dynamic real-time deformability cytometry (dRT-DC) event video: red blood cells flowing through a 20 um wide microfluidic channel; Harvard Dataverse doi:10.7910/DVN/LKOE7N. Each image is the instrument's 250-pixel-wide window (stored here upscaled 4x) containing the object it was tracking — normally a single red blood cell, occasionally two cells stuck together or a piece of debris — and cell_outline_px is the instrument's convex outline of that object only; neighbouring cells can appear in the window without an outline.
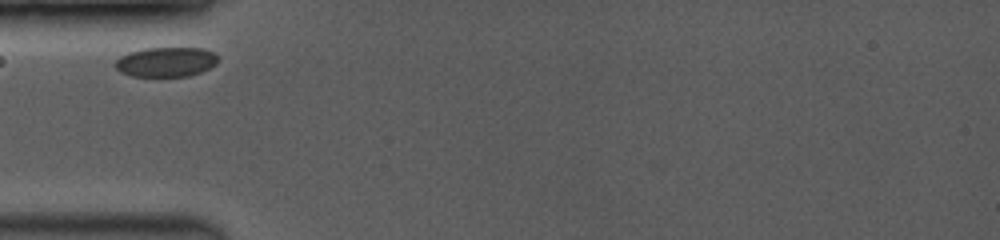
{"species": "common noctule bat (a hibernating species)", "species_latin": "Nyctalus noctula", "temperature_condition": "room temperature", "stored_images_in_passage": 25, "camera_frame_rate_fps": 3500, "um_per_image_px": 0.085, "animal": {"sex": "female", "body_mass_g": 19.0, "forearm_length_mm": 53.3}, "frame": {"image": 1, "passage_image": 1, "time_ms": 0.0, "image_size_px": [1000, 240], "cell_outline_px": [[220, 60], [216, 64], [200, 72], [188, 76], [132, 76], [120, 72], [112, 64], [120, 56], [128, 52], [144, 48], [204, 48], [212, 52]], "centroid_in_image_um": [14.08, 5.26], "position_along_channel_um": 70.9, "area_um2": 17.86}}
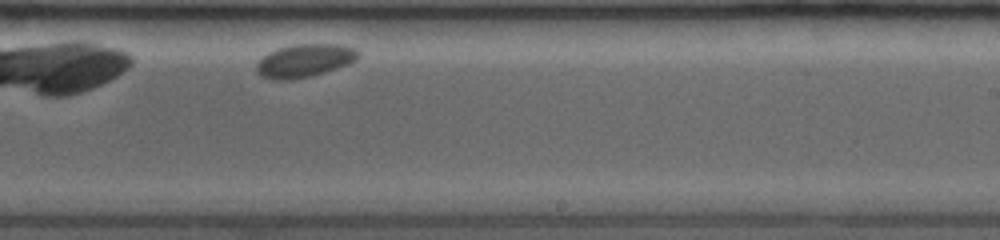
{"frame": {"image": 2, "passage_image": 15, "time_ms": 5.429, "image_size_px": [1000, 240], "cell_outline_px": [[360, 56], [356, 60], [348, 64], [312, 76], [292, 80], [272, 80], [256, 72], [256, 64], [268, 52], [280, 48], [296, 44], [340, 44], [356, 48], [360, 52]], "centroid_in_image_um": [25.92, 5.15], "position_along_channel_um": 263.1, "area_um2": 19.65}}
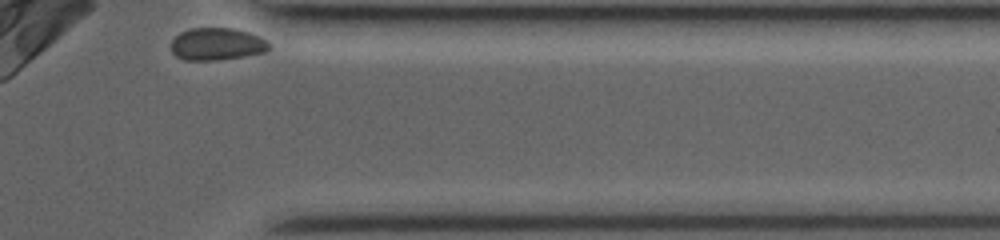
{"frame": {"image": 3, "passage_image": 25, "time_ms": 9.143, "image_size_px": [1000, 240], "cell_outline_px": [[272, 48], [268, 52], [244, 56], [216, 60], [184, 60], [176, 56], [172, 52], [172, 40], [180, 32], [192, 28], [232, 28], [248, 32], [260, 36], [268, 40], [272, 44]], "centroid_in_image_um": [18.51, 3.75], "position_along_channel_um": 392.9, "area_um2": 18.73}}